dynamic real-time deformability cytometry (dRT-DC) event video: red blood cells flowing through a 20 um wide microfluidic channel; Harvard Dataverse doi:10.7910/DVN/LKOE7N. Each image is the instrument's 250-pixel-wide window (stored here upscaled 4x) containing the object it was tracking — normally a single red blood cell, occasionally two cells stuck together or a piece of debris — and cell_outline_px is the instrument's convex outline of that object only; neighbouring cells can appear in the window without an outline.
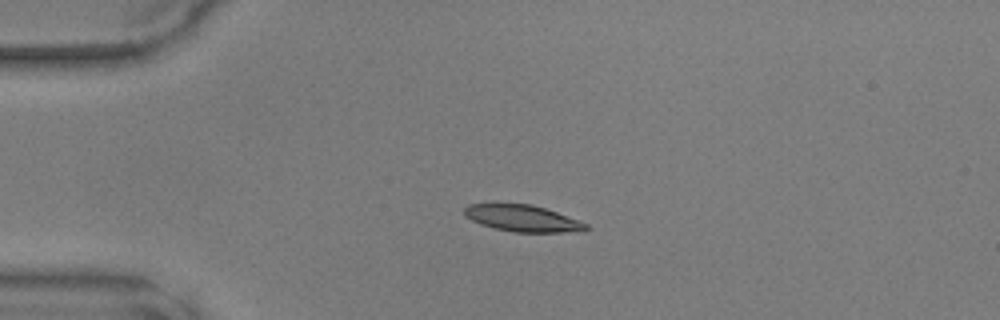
{"species": "common noctule bat (a hibernating species)", "species_latin": "Nyctalus noctula", "temperature_condition": "warm", "stored_images_in_passage": 38, "camera_frame_rate_fps": 3000, "um_per_image_px": 0.085, "animal": {"sex": "male", "body_mass_g": 17.9, "forearm_length_mm": 54.2}, "frame": {"image": 1, "passage_image": 1, "time_ms": 0.0, "image_size_px": [1000, 320], "cell_outline_px": [[588, 228], [584, 232], [512, 232], [492, 228], [480, 224], [464, 216], [464, 208], [468, 204], [532, 204], [556, 212], [588, 224]], "centroid_in_image_um": [44.41, 18.57], "position_along_channel_um": 40.6, "area_um2": 18.84}}
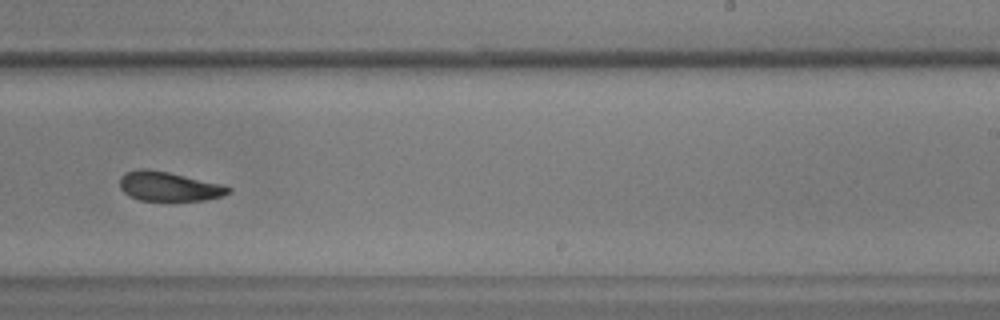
{"frame": {"image": 2, "passage_image": 20, "time_ms": 6.333, "image_size_px": [1000, 320], "cell_outline_px": [[232, 192], [220, 196], [204, 200], [140, 200], [128, 196], [120, 188], [120, 176], [124, 172], [140, 168], [144, 168], [168, 172], [224, 184], [232, 188]], "centroid_in_image_um": [14.34, 15.83], "position_along_channel_um": 274.7, "area_um2": 18.67}}
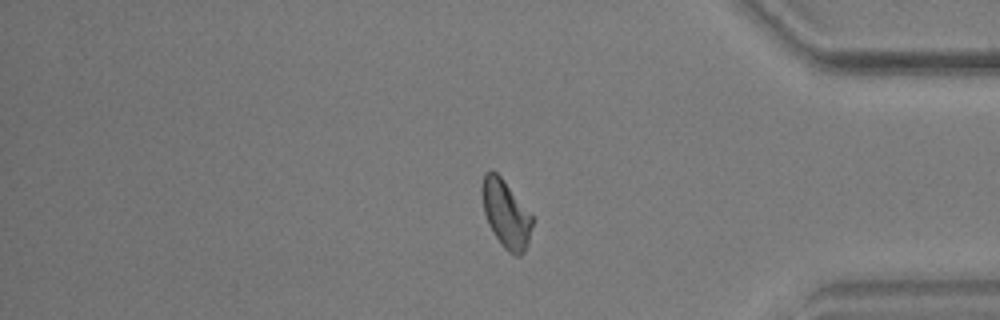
{"frame": {"image": 3, "passage_image": 30, "time_ms": 9.667, "image_size_px": [1000, 320], "cell_outline_px": [[532, 224], [528, 244], [524, 252], [520, 256], [516, 256], [508, 252], [504, 248], [488, 224], [484, 212], [484, 172], [496, 172], [500, 176], [532, 216]], "centroid_in_image_um": [43.04, 18.26], "position_along_channel_um": 392.2, "area_um2": 18.9}}